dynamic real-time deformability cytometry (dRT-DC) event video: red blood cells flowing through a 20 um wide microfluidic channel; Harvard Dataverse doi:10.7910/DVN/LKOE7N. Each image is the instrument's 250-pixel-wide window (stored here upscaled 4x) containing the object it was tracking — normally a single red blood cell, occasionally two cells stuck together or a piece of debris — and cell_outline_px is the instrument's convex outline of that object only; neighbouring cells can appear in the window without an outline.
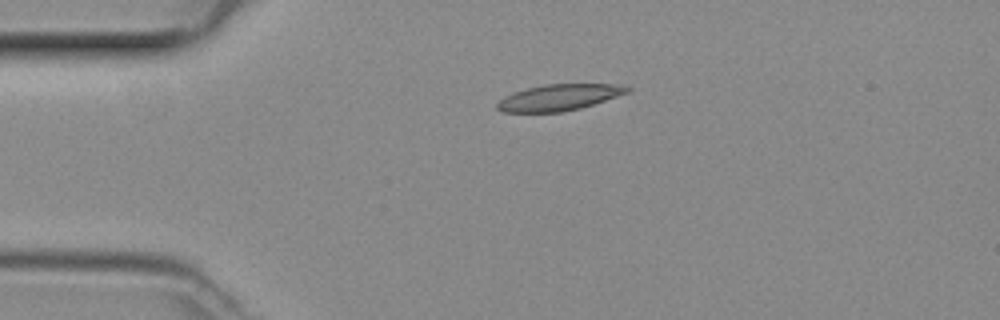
{"species": "common noctule bat (a hibernating species)", "species_latin": "Nyctalus noctula", "temperature_condition": "room temperature", "stored_images_in_passage": 39, "camera_frame_rate_fps": 3000, "um_per_image_px": 0.085, "animal": {"sex": "female", "body_mass_g": 29.2, "forearm_length_mm": 56.3}, "frame": {"image": 1, "passage_image": 1, "time_ms": 0.0, "image_size_px": [1000, 320], "cell_outline_px": [[632, 88], [628, 92], [580, 108], [564, 112], [504, 112], [496, 108], [496, 104], [504, 96], [512, 92], [544, 84], [612, 84]], "centroid_in_image_um": [47.45, 8.28], "position_along_channel_um": 37.5, "area_um2": 19.65}}
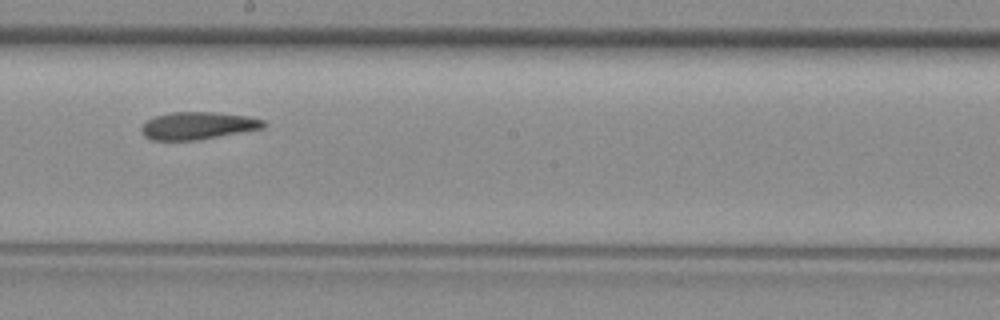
{"frame": {"image": 2, "passage_image": 17, "time_ms": 5.333, "image_size_px": [1000, 320], "cell_outline_px": [[264, 128], [196, 140], [152, 140], [144, 136], [140, 132], [140, 128], [148, 120], [156, 116], [168, 112], [216, 112], [248, 116], [264, 120]], "centroid_in_image_um": [16.79, 10.67], "position_along_channel_um": 231.4, "area_um2": 19.48}}
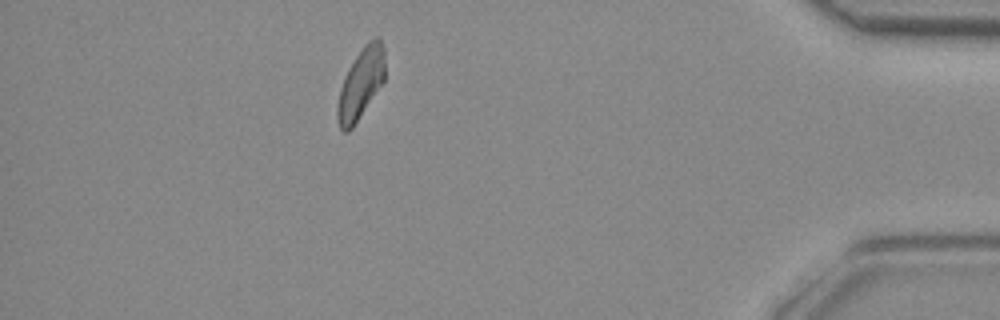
{"frame": {"image": 3, "passage_image": 33, "time_ms": 10.667, "image_size_px": [1000, 320], "cell_outline_px": [[384, 80], [352, 128], [348, 132], [344, 132], [340, 128], [336, 116], [336, 108], [340, 88], [344, 76], [348, 68], [356, 56], [368, 40], [376, 36], [380, 36], [384, 48]], "centroid_in_image_um": [30.65, 7.08], "position_along_channel_um": 404.5, "area_um2": 19.42}}